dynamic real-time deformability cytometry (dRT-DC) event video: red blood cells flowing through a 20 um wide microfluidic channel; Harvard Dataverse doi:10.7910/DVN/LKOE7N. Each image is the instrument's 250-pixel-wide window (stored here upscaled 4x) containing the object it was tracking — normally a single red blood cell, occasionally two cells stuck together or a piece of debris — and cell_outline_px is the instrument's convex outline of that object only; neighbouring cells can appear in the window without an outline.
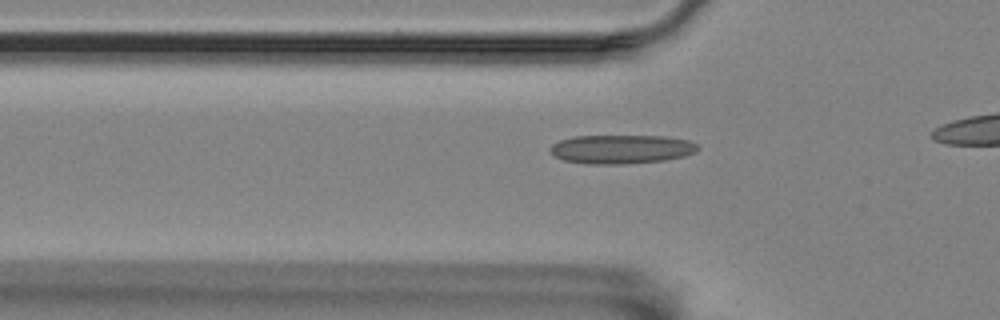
{"species": "Egyptian fruit bat (a non-hibernating species)", "species_latin": "Rousettus aegyptiacus", "temperature_condition": "room temperature", "stored_images_in_passage": 18, "camera_frame_rate_fps": 3000, "um_per_image_px": 0.085, "animal": {"sex": "female"}, "frame": {"image": 1, "passage_image": 8, "time_ms": 2.333, "image_size_px": [1000, 320], "cell_outline_px": [[700, 148], [696, 152], [684, 156], [664, 160], [624, 164], [588, 164], [564, 160], [548, 152], [548, 148], [552, 144], [560, 140], [572, 136], [664, 136], [688, 140], [696, 144]], "centroid_in_image_um": [52.79, 12.68], "position_along_channel_um": 73.0, "area_um2": 24.97}}
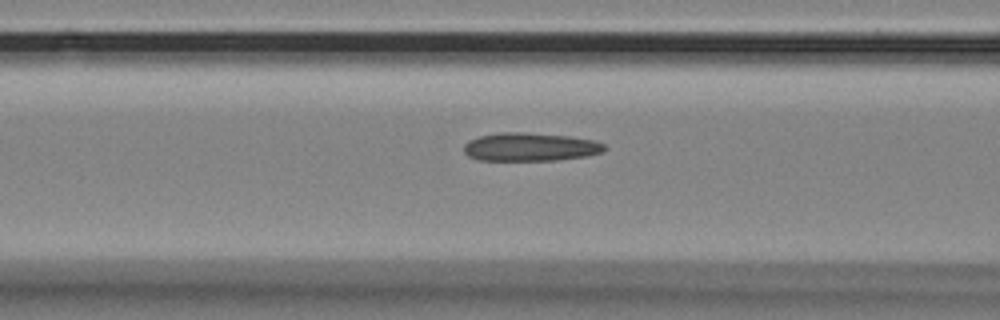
{"frame": {"image": 2, "passage_image": 12, "time_ms": 3.667, "image_size_px": [1000, 320], "cell_outline_px": [[608, 148], [604, 152], [588, 156], [556, 160], [480, 160], [468, 156], [464, 152], [464, 144], [468, 140], [480, 136], [500, 132], [524, 132], [568, 136], [596, 140], [604, 144]], "centroid_in_image_um": [45.1, 12.49], "position_along_channel_um": 121.5, "area_um2": 23.41}}
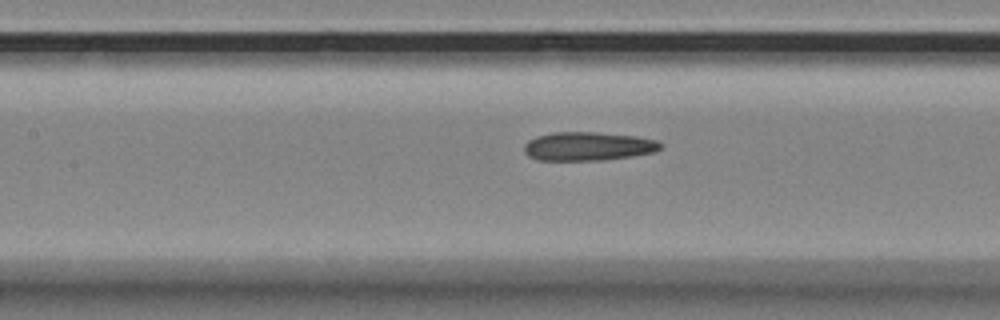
{"frame": {"image": 3, "passage_image": 15, "time_ms": 4.667, "image_size_px": [1000, 320], "cell_outline_px": [[664, 148], [656, 152], [632, 156], [600, 160], [540, 160], [528, 156], [524, 152], [524, 144], [528, 140], [536, 136], [552, 132], [596, 132], [636, 136], [656, 140], [664, 144]], "centroid_in_image_um": [50.01, 12.43], "position_along_channel_um": 157.4, "area_um2": 23.0}}